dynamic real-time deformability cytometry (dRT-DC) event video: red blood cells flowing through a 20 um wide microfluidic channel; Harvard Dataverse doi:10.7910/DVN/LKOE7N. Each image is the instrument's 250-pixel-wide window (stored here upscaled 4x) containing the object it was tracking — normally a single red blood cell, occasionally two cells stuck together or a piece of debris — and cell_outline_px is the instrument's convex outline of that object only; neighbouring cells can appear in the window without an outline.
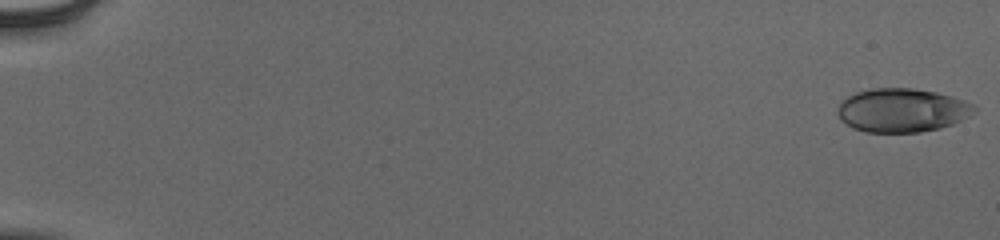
{"species": "human", "species_latin": "Homo sapiens", "temperature_condition": "cold", "stored_images_in_passage": 55, "camera_frame_rate_fps": 3000, "um_per_image_px": 0.085, "donor": {"sex": "male"}, "frame": {"image": 1, "passage_image": 1, "time_ms": 0.0, "image_size_px": [1000, 240], "cell_outline_px": [[976, 108], [960, 120], [952, 124], [920, 132], [864, 132], [852, 128], [840, 120], [836, 112], [840, 104], [848, 96], [856, 92], [872, 88], [912, 88], [936, 92], [952, 96], [964, 100], [972, 104]], "centroid_in_image_um": [76.61, 9.37], "position_along_channel_um": 8.4, "area_um2": 34.51}}
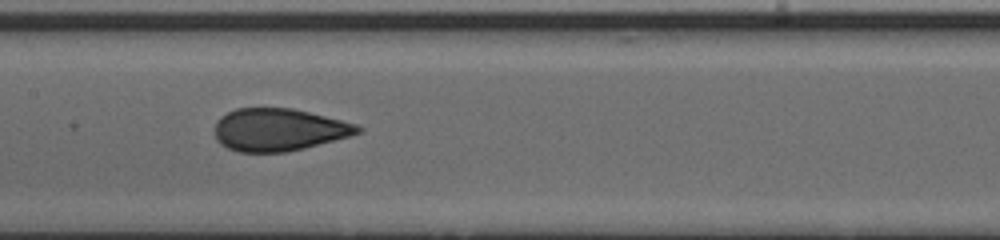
{"frame": {"image": 2, "passage_image": 30, "time_ms": 9.667, "image_size_px": [1000, 240], "cell_outline_px": [[364, 128], [360, 132], [348, 136], [304, 148], [288, 152], [240, 152], [228, 148], [220, 144], [216, 140], [212, 132], [216, 120], [220, 116], [236, 108], [292, 108], [356, 124]], "centroid_in_image_um": [23.61, 11.03], "position_along_channel_um": 183.8, "area_um2": 35.43}}
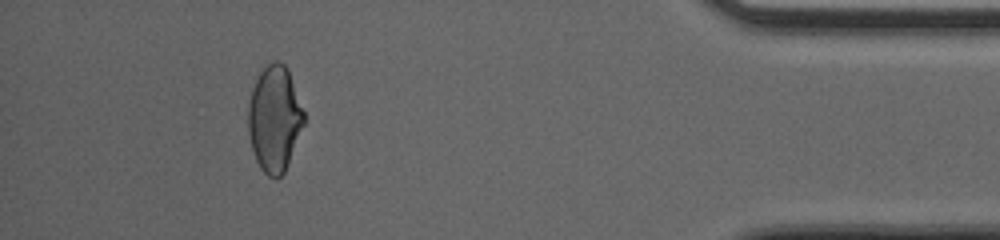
{"frame": {"image": 3, "passage_image": 51, "time_ms": 16.667, "image_size_px": [1000, 240], "cell_outline_px": [[304, 124], [284, 172], [276, 180], [268, 176], [260, 168], [256, 160], [252, 148], [248, 132], [248, 104], [252, 88], [260, 72], [268, 64], [276, 60], [280, 60], [288, 68], [304, 112]], "centroid_in_image_um": [23.32, 10.08], "position_along_channel_um": 411.9, "area_um2": 34.28}, "authors_computed_cell_mechanics": {"area_um2": 35.1424, "velocity_mm_per_s": 3.9037, "shape_relaxation_time_tau1_ms": 11.1343, "shape_relaxation_time_tau2_ms": 0.7611, "deformation_change_tau1": 0.1975, "deformation_change_tau2": 0.0519}}